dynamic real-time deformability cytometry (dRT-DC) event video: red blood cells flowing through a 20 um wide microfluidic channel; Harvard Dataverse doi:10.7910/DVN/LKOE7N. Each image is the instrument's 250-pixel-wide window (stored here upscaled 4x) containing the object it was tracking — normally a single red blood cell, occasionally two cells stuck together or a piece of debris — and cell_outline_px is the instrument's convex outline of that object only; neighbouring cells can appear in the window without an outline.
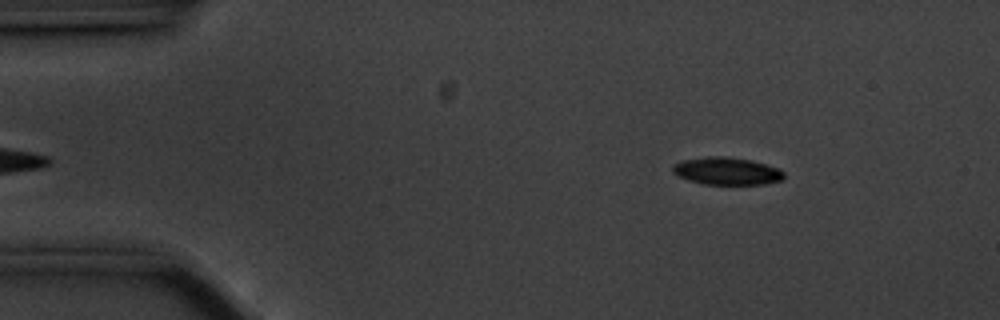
{"species": "common noctule bat (a hibernating species)", "species_latin": "Nyctalus noctula", "temperature_condition": "cold", "stored_images_in_passage": 52, "camera_frame_rate_fps": 3000, "um_per_image_px": 0.085, "animal": {"sex": "male", "body_mass_g": 20.1, "forearm_length_mm": 53.5}, "frame": {"image": 1, "passage_image": 3, "time_ms": 0.667, "image_size_px": [1000, 320], "cell_outline_px": [[784, 180], [764, 184], [704, 184], [688, 180], [672, 172], [672, 164], [684, 160], [708, 156], [724, 156], [752, 160], [776, 168], [784, 172]], "centroid_in_image_um": [61.77, 14.54], "position_along_channel_um": 23.2, "area_um2": 17.74}}
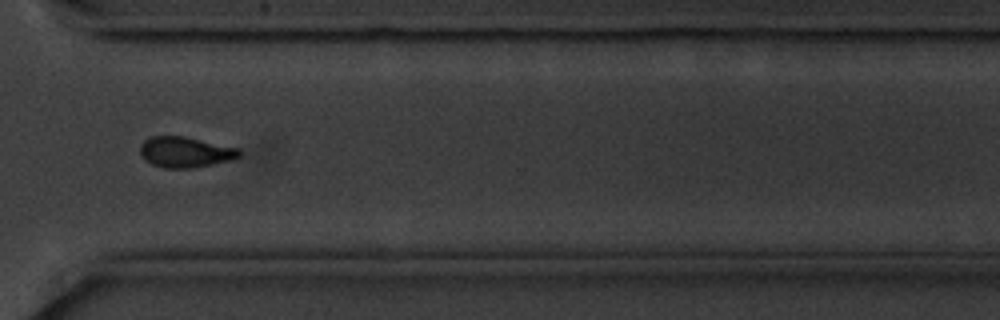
{"frame": {"image": 2, "passage_image": 37, "time_ms": 12.0, "image_size_px": [1000, 320], "cell_outline_px": [[240, 156], [228, 160], [192, 168], [164, 168], [152, 164], [144, 160], [140, 156], [140, 144], [144, 140], [152, 136], [184, 136], [240, 148]], "centroid_in_image_um": [15.7, 12.92], "position_along_channel_um": 354.9, "area_um2": 17.69}}
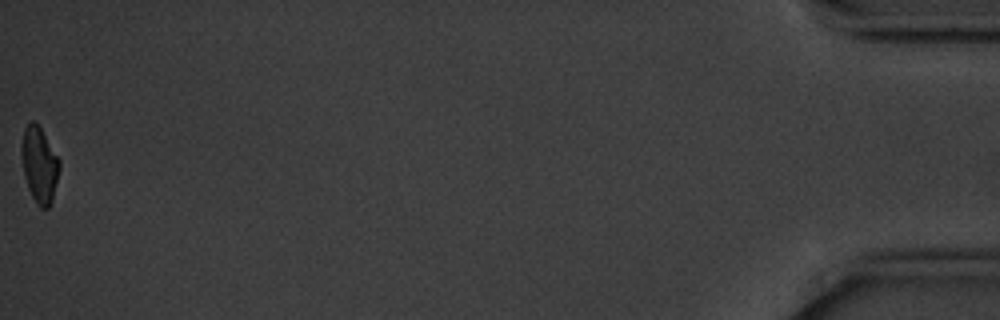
{"frame": {"image": 3, "passage_image": 52, "time_ms": 17.0, "image_size_px": [1000, 320], "cell_outline_px": [[60, 168], [52, 200], [48, 208], [40, 208], [36, 204], [28, 188], [24, 176], [20, 152], [20, 148], [24, 128], [32, 120], [40, 128], [60, 160]], "centroid_in_image_um": [3.33, 14.02], "position_along_channel_um": 431.9, "area_um2": 16.7}, "authors_computed_cell_mechanics": {"area_um2": 17.9469, "velocity_mm_per_s": 3.5199, "shape_relaxation_time_tau1_ms": 2.5864, "shape_relaxation_time_tau2_ms": null, "deformation_change_tau1": 0.1094, "deformation_change_tau2": null}}